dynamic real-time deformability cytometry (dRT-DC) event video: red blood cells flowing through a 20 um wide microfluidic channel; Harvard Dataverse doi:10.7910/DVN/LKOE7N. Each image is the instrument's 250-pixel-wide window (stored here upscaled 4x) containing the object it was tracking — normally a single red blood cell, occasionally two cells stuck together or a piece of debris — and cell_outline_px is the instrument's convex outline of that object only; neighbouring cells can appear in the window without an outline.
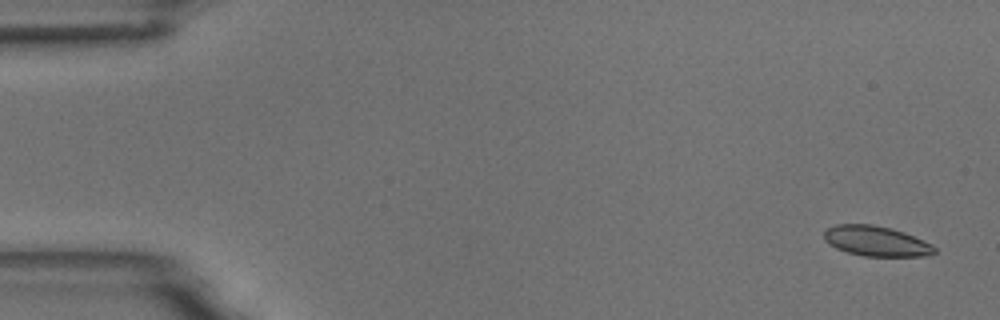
{"species": "common noctule bat (a hibernating species)", "species_latin": "Nyctalus noctula", "temperature_condition": "room temperature", "stored_images_in_passage": 5, "camera_frame_rate_fps": 3000, "um_per_image_px": 0.085, "animal": {"sex": "male", "body_mass_g": 18.8}, "frame": {"image": 1, "passage_image": 1, "time_ms": 0.0, "image_size_px": [1000, 320], "cell_outline_px": [[936, 252], [928, 256], [864, 256], [848, 252], [836, 248], [828, 244], [824, 240], [824, 232], [828, 228], [836, 224], [872, 224], [892, 228], [904, 232], [932, 244], [936, 248]], "centroid_in_image_um": [74.48, 20.49], "position_along_channel_um": 10.5, "area_um2": 19.48}}
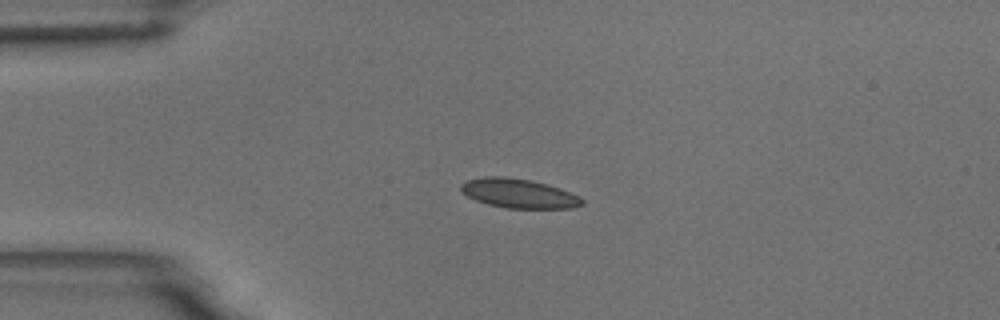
{"frame": {"image": 2, "passage_image": 4, "time_ms": 3.667, "image_size_px": [1000, 320], "cell_outline_px": [[584, 204], [572, 208], [504, 208], [488, 204], [476, 200], [468, 196], [460, 188], [460, 184], [464, 180], [484, 176], [504, 176], [532, 180], [548, 184], [560, 188], [580, 196], [584, 200]], "centroid_in_image_um": [44.1, 16.43], "position_along_channel_um": 40.9, "area_um2": 20.87}}